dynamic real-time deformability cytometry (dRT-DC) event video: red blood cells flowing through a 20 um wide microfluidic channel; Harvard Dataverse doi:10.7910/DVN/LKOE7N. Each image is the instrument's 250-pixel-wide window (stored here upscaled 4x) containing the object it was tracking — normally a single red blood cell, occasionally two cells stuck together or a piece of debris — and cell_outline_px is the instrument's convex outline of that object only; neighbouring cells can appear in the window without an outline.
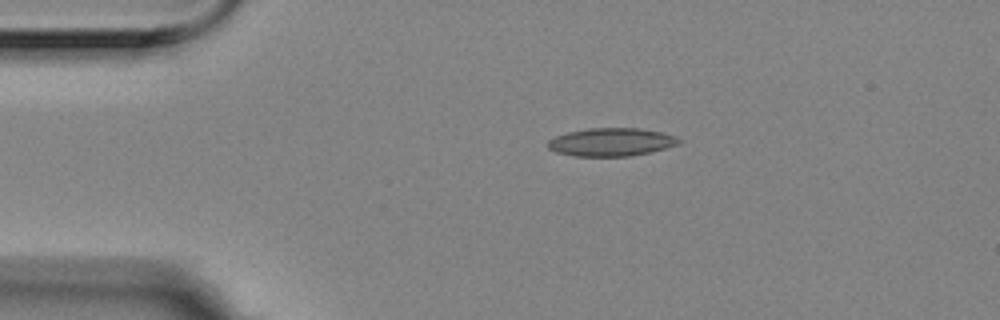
{"species": "Egyptian fruit bat (a non-hibernating species)", "species_latin": "Rousettus aegyptiacus", "temperature_condition": "room temperature", "stored_images_in_passage": 6, "camera_frame_rate_fps": 3000, "um_per_image_px": 0.085, "animal": {"sex": "female"}, "frame": {"image": 1, "passage_image": 1, "time_ms": 0.0, "image_size_px": [1000, 320], "cell_outline_px": [[680, 140], [676, 144], [652, 152], [632, 156], [572, 156], [556, 152], [548, 148], [548, 140], [556, 136], [568, 132], [588, 128], [640, 128], [660, 132], [676, 136]], "centroid_in_image_um": [51.93, 12.08], "position_along_channel_um": 33.1, "area_um2": 21.39}}
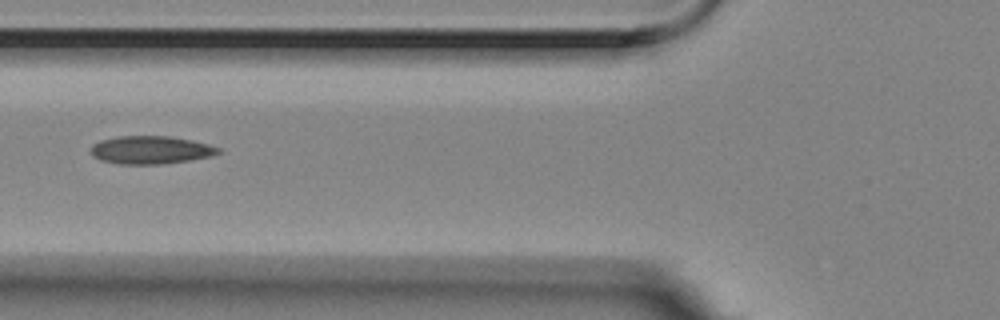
{"frame": {"image": 2, "passage_image": 4, "time_ms": 1.0, "image_size_px": [1000, 320], "cell_outline_px": [[224, 152], [212, 156], [192, 160], [164, 164], [120, 164], [100, 160], [92, 156], [92, 144], [100, 140], [120, 136], [168, 136], [192, 140], [208, 144], [220, 148]], "centroid_in_image_um": [12.85, 12.75], "position_along_channel_um": 112.9, "area_um2": 20.98}}
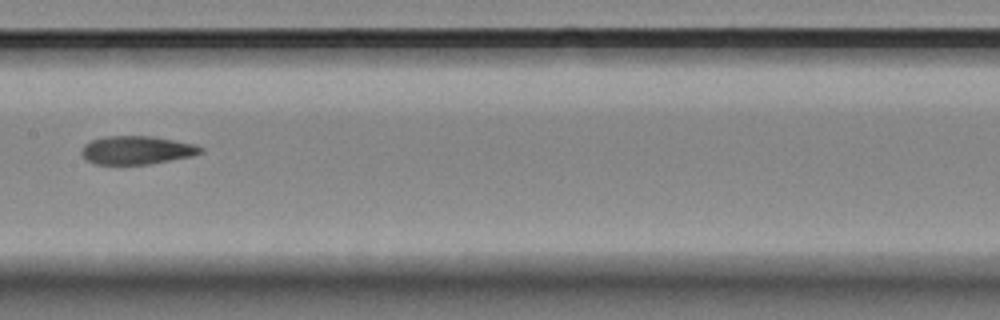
{"frame": {"image": 3, "passage_image": 6, "time_ms": 1.667, "image_size_px": [1000, 320], "cell_outline_px": [[204, 152], [192, 156], [148, 164], [96, 164], [84, 160], [80, 152], [84, 144], [92, 140], [104, 136], [152, 136], [192, 144], [204, 148]], "centroid_in_image_um": [11.58, 12.76], "position_along_channel_um": 195.8, "area_um2": 19.65}}